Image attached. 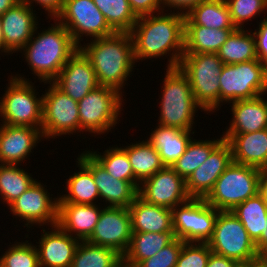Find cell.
<instances>
[{"label":"cell","instance_id":"cell-1","mask_svg":"<svg viewBox=\"0 0 267 267\" xmlns=\"http://www.w3.org/2000/svg\"><path fill=\"white\" fill-rule=\"evenodd\" d=\"M184 21L185 16L177 12L138 17L129 32L135 61L170 56L167 68L178 67L184 54Z\"/></svg>","mask_w":267,"mask_h":267},{"label":"cell","instance_id":"cell-2","mask_svg":"<svg viewBox=\"0 0 267 267\" xmlns=\"http://www.w3.org/2000/svg\"><path fill=\"white\" fill-rule=\"evenodd\" d=\"M86 44H81L79 49L90 60L98 85L109 86L122 93L136 67L130 33L115 32L107 37L91 39Z\"/></svg>","mask_w":267,"mask_h":267},{"label":"cell","instance_id":"cell-3","mask_svg":"<svg viewBox=\"0 0 267 267\" xmlns=\"http://www.w3.org/2000/svg\"><path fill=\"white\" fill-rule=\"evenodd\" d=\"M53 21L55 22L51 27L40 33L37 26L31 39L20 50L29 69L33 71L32 74L37 76L41 83L52 82L68 59L79 49L66 27L56 19Z\"/></svg>","mask_w":267,"mask_h":267},{"label":"cell","instance_id":"cell-4","mask_svg":"<svg viewBox=\"0 0 267 267\" xmlns=\"http://www.w3.org/2000/svg\"><path fill=\"white\" fill-rule=\"evenodd\" d=\"M163 82L158 125L193 131L194 116L202 107L196 102L187 76L179 67L167 68Z\"/></svg>","mask_w":267,"mask_h":267},{"label":"cell","instance_id":"cell-5","mask_svg":"<svg viewBox=\"0 0 267 267\" xmlns=\"http://www.w3.org/2000/svg\"><path fill=\"white\" fill-rule=\"evenodd\" d=\"M224 63L217 53L183 54L180 70L187 76L196 102L204 112L220 110V83Z\"/></svg>","mask_w":267,"mask_h":267},{"label":"cell","instance_id":"cell-6","mask_svg":"<svg viewBox=\"0 0 267 267\" xmlns=\"http://www.w3.org/2000/svg\"><path fill=\"white\" fill-rule=\"evenodd\" d=\"M10 76L8 86L0 97L2 124L29 126L41 129L43 95L39 97L33 82L24 76ZM33 83V84H32ZM38 95V97H37Z\"/></svg>","mask_w":267,"mask_h":267},{"label":"cell","instance_id":"cell-7","mask_svg":"<svg viewBox=\"0 0 267 267\" xmlns=\"http://www.w3.org/2000/svg\"><path fill=\"white\" fill-rule=\"evenodd\" d=\"M262 173L263 170L259 168L232 161L204 200L219 211H232L237 205L259 193Z\"/></svg>","mask_w":267,"mask_h":267},{"label":"cell","instance_id":"cell-8","mask_svg":"<svg viewBox=\"0 0 267 267\" xmlns=\"http://www.w3.org/2000/svg\"><path fill=\"white\" fill-rule=\"evenodd\" d=\"M219 83L220 108L223 103L254 99L267 93V67L259 60L224 64Z\"/></svg>","mask_w":267,"mask_h":267},{"label":"cell","instance_id":"cell-9","mask_svg":"<svg viewBox=\"0 0 267 267\" xmlns=\"http://www.w3.org/2000/svg\"><path fill=\"white\" fill-rule=\"evenodd\" d=\"M122 95L112 87L98 86L81 99L78 102L80 135L81 132L98 135L109 133L116 124H119L118 117L124 105Z\"/></svg>","mask_w":267,"mask_h":267},{"label":"cell","instance_id":"cell-10","mask_svg":"<svg viewBox=\"0 0 267 267\" xmlns=\"http://www.w3.org/2000/svg\"><path fill=\"white\" fill-rule=\"evenodd\" d=\"M207 244L212 252L239 263L260 256L254 241L232 211L218 212L213 234Z\"/></svg>","mask_w":267,"mask_h":267},{"label":"cell","instance_id":"cell-11","mask_svg":"<svg viewBox=\"0 0 267 267\" xmlns=\"http://www.w3.org/2000/svg\"><path fill=\"white\" fill-rule=\"evenodd\" d=\"M43 95L42 135L47 140L80 132L78 102L59 90L52 82ZM58 136V137H57Z\"/></svg>","mask_w":267,"mask_h":267},{"label":"cell","instance_id":"cell-12","mask_svg":"<svg viewBox=\"0 0 267 267\" xmlns=\"http://www.w3.org/2000/svg\"><path fill=\"white\" fill-rule=\"evenodd\" d=\"M56 20L66 27L79 47L84 36L96 39L115 33L93 0H64Z\"/></svg>","mask_w":267,"mask_h":267},{"label":"cell","instance_id":"cell-13","mask_svg":"<svg viewBox=\"0 0 267 267\" xmlns=\"http://www.w3.org/2000/svg\"><path fill=\"white\" fill-rule=\"evenodd\" d=\"M219 210L204 199L190 198L172 209L173 231L184 242L207 243L214 230Z\"/></svg>","mask_w":267,"mask_h":267},{"label":"cell","instance_id":"cell-14","mask_svg":"<svg viewBox=\"0 0 267 267\" xmlns=\"http://www.w3.org/2000/svg\"><path fill=\"white\" fill-rule=\"evenodd\" d=\"M46 185L36 180L25 192L7 207L25 226H55L58 222V197H50ZM32 227H31V226Z\"/></svg>","mask_w":267,"mask_h":267},{"label":"cell","instance_id":"cell-15","mask_svg":"<svg viewBox=\"0 0 267 267\" xmlns=\"http://www.w3.org/2000/svg\"><path fill=\"white\" fill-rule=\"evenodd\" d=\"M131 235L129 208L104 205L95 229L86 241L111 248L123 256L129 247Z\"/></svg>","mask_w":267,"mask_h":267},{"label":"cell","instance_id":"cell-16","mask_svg":"<svg viewBox=\"0 0 267 267\" xmlns=\"http://www.w3.org/2000/svg\"><path fill=\"white\" fill-rule=\"evenodd\" d=\"M138 196L149 204L169 209L190 199L185 180L171 166H165L143 181L139 186Z\"/></svg>","mask_w":267,"mask_h":267},{"label":"cell","instance_id":"cell-17","mask_svg":"<svg viewBox=\"0 0 267 267\" xmlns=\"http://www.w3.org/2000/svg\"><path fill=\"white\" fill-rule=\"evenodd\" d=\"M35 12L26 2H17L0 16L5 55L18 53L31 39L38 25Z\"/></svg>","mask_w":267,"mask_h":267},{"label":"cell","instance_id":"cell-18","mask_svg":"<svg viewBox=\"0 0 267 267\" xmlns=\"http://www.w3.org/2000/svg\"><path fill=\"white\" fill-rule=\"evenodd\" d=\"M77 159L91 171L100 199L105 201L106 206L129 208L138 196V189L130 181L111 176L87 150Z\"/></svg>","mask_w":267,"mask_h":267},{"label":"cell","instance_id":"cell-19","mask_svg":"<svg viewBox=\"0 0 267 267\" xmlns=\"http://www.w3.org/2000/svg\"><path fill=\"white\" fill-rule=\"evenodd\" d=\"M232 149L228 141L223 140L210 156L185 180L190 198L205 199L212 191L216 180L232 163Z\"/></svg>","mask_w":267,"mask_h":267},{"label":"cell","instance_id":"cell-20","mask_svg":"<svg viewBox=\"0 0 267 267\" xmlns=\"http://www.w3.org/2000/svg\"><path fill=\"white\" fill-rule=\"evenodd\" d=\"M52 83L77 102L99 86L90 60L80 49L68 59Z\"/></svg>","mask_w":267,"mask_h":267},{"label":"cell","instance_id":"cell-21","mask_svg":"<svg viewBox=\"0 0 267 267\" xmlns=\"http://www.w3.org/2000/svg\"><path fill=\"white\" fill-rule=\"evenodd\" d=\"M43 138L41 129L1 124L0 164L21 165Z\"/></svg>","mask_w":267,"mask_h":267},{"label":"cell","instance_id":"cell-22","mask_svg":"<svg viewBox=\"0 0 267 267\" xmlns=\"http://www.w3.org/2000/svg\"><path fill=\"white\" fill-rule=\"evenodd\" d=\"M35 245L40 267H70L81 240L64 232L58 225L43 234ZM38 247V248H37Z\"/></svg>","mask_w":267,"mask_h":267},{"label":"cell","instance_id":"cell-23","mask_svg":"<svg viewBox=\"0 0 267 267\" xmlns=\"http://www.w3.org/2000/svg\"><path fill=\"white\" fill-rule=\"evenodd\" d=\"M75 204L58 202L57 225L69 235L86 241L93 233L101 215L100 203Z\"/></svg>","mask_w":267,"mask_h":267},{"label":"cell","instance_id":"cell-24","mask_svg":"<svg viewBox=\"0 0 267 267\" xmlns=\"http://www.w3.org/2000/svg\"><path fill=\"white\" fill-rule=\"evenodd\" d=\"M222 136L231 146L234 162L261 170L267 167V128L251 133Z\"/></svg>","mask_w":267,"mask_h":267},{"label":"cell","instance_id":"cell-25","mask_svg":"<svg viewBox=\"0 0 267 267\" xmlns=\"http://www.w3.org/2000/svg\"><path fill=\"white\" fill-rule=\"evenodd\" d=\"M230 104L233 117L223 134H244L267 128V100L263 95Z\"/></svg>","mask_w":267,"mask_h":267},{"label":"cell","instance_id":"cell-26","mask_svg":"<svg viewBox=\"0 0 267 267\" xmlns=\"http://www.w3.org/2000/svg\"><path fill=\"white\" fill-rule=\"evenodd\" d=\"M132 232L173 231L172 209L153 205L137 196L129 206Z\"/></svg>","mask_w":267,"mask_h":267},{"label":"cell","instance_id":"cell-27","mask_svg":"<svg viewBox=\"0 0 267 267\" xmlns=\"http://www.w3.org/2000/svg\"><path fill=\"white\" fill-rule=\"evenodd\" d=\"M175 238L174 231L164 233L132 232L129 247L122 256V265L137 267L143 260L154 256Z\"/></svg>","mask_w":267,"mask_h":267},{"label":"cell","instance_id":"cell-28","mask_svg":"<svg viewBox=\"0 0 267 267\" xmlns=\"http://www.w3.org/2000/svg\"><path fill=\"white\" fill-rule=\"evenodd\" d=\"M194 133L158 125L147 140L156 148L165 166H171L186 151Z\"/></svg>","mask_w":267,"mask_h":267},{"label":"cell","instance_id":"cell-29","mask_svg":"<svg viewBox=\"0 0 267 267\" xmlns=\"http://www.w3.org/2000/svg\"><path fill=\"white\" fill-rule=\"evenodd\" d=\"M184 26L237 29L225 0H205L185 15Z\"/></svg>","mask_w":267,"mask_h":267},{"label":"cell","instance_id":"cell-30","mask_svg":"<svg viewBox=\"0 0 267 267\" xmlns=\"http://www.w3.org/2000/svg\"><path fill=\"white\" fill-rule=\"evenodd\" d=\"M234 30L184 26V54L218 53Z\"/></svg>","mask_w":267,"mask_h":267},{"label":"cell","instance_id":"cell-31","mask_svg":"<svg viewBox=\"0 0 267 267\" xmlns=\"http://www.w3.org/2000/svg\"><path fill=\"white\" fill-rule=\"evenodd\" d=\"M140 142V143H139ZM121 148L127 153L136 180L141 184L165 167L156 148L143 140Z\"/></svg>","mask_w":267,"mask_h":267},{"label":"cell","instance_id":"cell-32","mask_svg":"<svg viewBox=\"0 0 267 267\" xmlns=\"http://www.w3.org/2000/svg\"><path fill=\"white\" fill-rule=\"evenodd\" d=\"M79 171L66 180V194L58 196V202H70L75 204H96L100 198L97 185L94 182L91 171L79 160ZM68 193V194H67Z\"/></svg>","mask_w":267,"mask_h":267},{"label":"cell","instance_id":"cell-33","mask_svg":"<svg viewBox=\"0 0 267 267\" xmlns=\"http://www.w3.org/2000/svg\"><path fill=\"white\" fill-rule=\"evenodd\" d=\"M217 54L224 64L259 60L253 33L240 28H237L230 34Z\"/></svg>","mask_w":267,"mask_h":267},{"label":"cell","instance_id":"cell-34","mask_svg":"<svg viewBox=\"0 0 267 267\" xmlns=\"http://www.w3.org/2000/svg\"><path fill=\"white\" fill-rule=\"evenodd\" d=\"M232 212L241 221L250 238L256 243L264 232L267 221V204L262 195L257 193L237 205Z\"/></svg>","mask_w":267,"mask_h":267},{"label":"cell","instance_id":"cell-35","mask_svg":"<svg viewBox=\"0 0 267 267\" xmlns=\"http://www.w3.org/2000/svg\"><path fill=\"white\" fill-rule=\"evenodd\" d=\"M223 136L214 140L191 139L186 151L171 165L174 171L186 180L198 168L210 153L223 141Z\"/></svg>","mask_w":267,"mask_h":267},{"label":"cell","instance_id":"cell-36","mask_svg":"<svg viewBox=\"0 0 267 267\" xmlns=\"http://www.w3.org/2000/svg\"><path fill=\"white\" fill-rule=\"evenodd\" d=\"M122 256L115 250L80 241L70 267H122Z\"/></svg>","mask_w":267,"mask_h":267},{"label":"cell","instance_id":"cell-37","mask_svg":"<svg viewBox=\"0 0 267 267\" xmlns=\"http://www.w3.org/2000/svg\"><path fill=\"white\" fill-rule=\"evenodd\" d=\"M19 166L20 164H0V198L7 206L36 181Z\"/></svg>","mask_w":267,"mask_h":267},{"label":"cell","instance_id":"cell-38","mask_svg":"<svg viewBox=\"0 0 267 267\" xmlns=\"http://www.w3.org/2000/svg\"><path fill=\"white\" fill-rule=\"evenodd\" d=\"M115 32H130L138 17L128 0H93Z\"/></svg>","mask_w":267,"mask_h":267},{"label":"cell","instance_id":"cell-39","mask_svg":"<svg viewBox=\"0 0 267 267\" xmlns=\"http://www.w3.org/2000/svg\"><path fill=\"white\" fill-rule=\"evenodd\" d=\"M88 152L116 179L130 181L137 189L140 183L136 180L127 153L120 147H109L104 153Z\"/></svg>","mask_w":267,"mask_h":267},{"label":"cell","instance_id":"cell-40","mask_svg":"<svg viewBox=\"0 0 267 267\" xmlns=\"http://www.w3.org/2000/svg\"><path fill=\"white\" fill-rule=\"evenodd\" d=\"M14 243L0 256V267H40L36 246L31 241Z\"/></svg>","mask_w":267,"mask_h":267},{"label":"cell","instance_id":"cell-41","mask_svg":"<svg viewBox=\"0 0 267 267\" xmlns=\"http://www.w3.org/2000/svg\"><path fill=\"white\" fill-rule=\"evenodd\" d=\"M233 24L236 28L244 29V23L267 12V0H225Z\"/></svg>","mask_w":267,"mask_h":267},{"label":"cell","instance_id":"cell-42","mask_svg":"<svg viewBox=\"0 0 267 267\" xmlns=\"http://www.w3.org/2000/svg\"><path fill=\"white\" fill-rule=\"evenodd\" d=\"M211 252L207 243L185 242L176 267H206Z\"/></svg>","mask_w":267,"mask_h":267},{"label":"cell","instance_id":"cell-43","mask_svg":"<svg viewBox=\"0 0 267 267\" xmlns=\"http://www.w3.org/2000/svg\"><path fill=\"white\" fill-rule=\"evenodd\" d=\"M185 242L175 238L151 258L143 260L137 267H176Z\"/></svg>","mask_w":267,"mask_h":267},{"label":"cell","instance_id":"cell-44","mask_svg":"<svg viewBox=\"0 0 267 267\" xmlns=\"http://www.w3.org/2000/svg\"><path fill=\"white\" fill-rule=\"evenodd\" d=\"M258 29L253 32L256 45V53L260 62L267 67V16L259 22Z\"/></svg>","mask_w":267,"mask_h":267},{"label":"cell","instance_id":"cell-45","mask_svg":"<svg viewBox=\"0 0 267 267\" xmlns=\"http://www.w3.org/2000/svg\"><path fill=\"white\" fill-rule=\"evenodd\" d=\"M137 17L162 12L160 0H128Z\"/></svg>","mask_w":267,"mask_h":267},{"label":"cell","instance_id":"cell-46","mask_svg":"<svg viewBox=\"0 0 267 267\" xmlns=\"http://www.w3.org/2000/svg\"><path fill=\"white\" fill-rule=\"evenodd\" d=\"M205 0H160L162 12L164 8L170 9V12L180 13L182 15H187L195 6L199 5ZM180 10V12H179Z\"/></svg>","mask_w":267,"mask_h":267},{"label":"cell","instance_id":"cell-47","mask_svg":"<svg viewBox=\"0 0 267 267\" xmlns=\"http://www.w3.org/2000/svg\"><path fill=\"white\" fill-rule=\"evenodd\" d=\"M36 3L40 7H42L45 10V13L47 11V15L52 19H56V17L60 14L62 11L64 0H26V3L31 7L34 8L33 3ZM33 5V6H32Z\"/></svg>","mask_w":267,"mask_h":267},{"label":"cell","instance_id":"cell-48","mask_svg":"<svg viewBox=\"0 0 267 267\" xmlns=\"http://www.w3.org/2000/svg\"><path fill=\"white\" fill-rule=\"evenodd\" d=\"M238 265L239 262L235 260L211 252L206 267H238Z\"/></svg>","mask_w":267,"mask_h":267},{"label":"cell","instance_id":"cell-49","mask_svg":"<svg viewBox=\"0 0 267 267\" xmlns=\"http://www.w3.org/2000/svg\"><path fill=\"white\" fill-rule=\"evenodd\" d=\"M255 246L260 256L267 257V221L265 230L262 233L260 239L255 243Z\"/></svg>","mask_w":267,"mask_h":267},{"label":"cell","instance_id":"cell-50","mask_svg":"<svg viewBox=\"0 0 267 267\" xmlns=\"http://www.w3.org/2000/svg\"><path fill=\"white\" fill-rule=\"evenodd\" d=\"M238 267H267V257L259 256L252 261L241 262L239 263Z\"/></svg>","mask_w":267,"mask_h":267},{"label":"cell","instance_id":"cell-51","mask_svg":"<svg viewBox=\"0 0 267 267\" xmlns=\"http://www.w3.org/2000/svg\"><path fill=\"white\" fill-rule=\"evenodd\" d=\"M259 193L267 204V175L263 172L259 181Z\"/></svg>","mask_w":267,"mask_h":267},{"label":"cell","instance_id":"cell-52","mask_svg":"<svg viewBox=\"0 0 267 267\" xmlns=\"http://www.w3.org/2000/svg\"><path fill=\"white\" fill-rule=\"evenodd\" d=\"M17 3V0H0V16H2L7 10L13 7Z\"/></svg>","mask_w":267,"mask_h":267},{"label":"cell","instance_id":"cell-53","mask_svg":"<svg viewBox=\"0 0 267 267\" xmlns=\"http://www.w3.org/2000/svg\"><path fill=\"white\" fill-rule=\"evenodd\" d=\"M0 52L4 53L2 50V26H1V19H0Z\"/></svg>","mask_w":267,"mask_h":267},{"label":"cell","instance_id":"cell-54","mask_svg":"<svg viewBox=\"0 0 267 267\" xmlns=\"http://www.w3.org/2000/svg\"><path fill=\"white\" fill-rule=\"evenodd\" d=\"M263 172L267 175V167L263 170Z\"/></svg>","mask_w":267,"mask_h":267},{"label":"cell","instance_id":"cell-55","mask_svg":"<svg viewBox=\"0 0 267 267\" xmlns=\"http://www.w3.org/2000/svg\"><path fill=\"white\" fill-rule=\"evenodd\" d=\"M17 2H26V0H17Z\"/></svg>","mask_w":267,"mask_h":267}]
</instances>
